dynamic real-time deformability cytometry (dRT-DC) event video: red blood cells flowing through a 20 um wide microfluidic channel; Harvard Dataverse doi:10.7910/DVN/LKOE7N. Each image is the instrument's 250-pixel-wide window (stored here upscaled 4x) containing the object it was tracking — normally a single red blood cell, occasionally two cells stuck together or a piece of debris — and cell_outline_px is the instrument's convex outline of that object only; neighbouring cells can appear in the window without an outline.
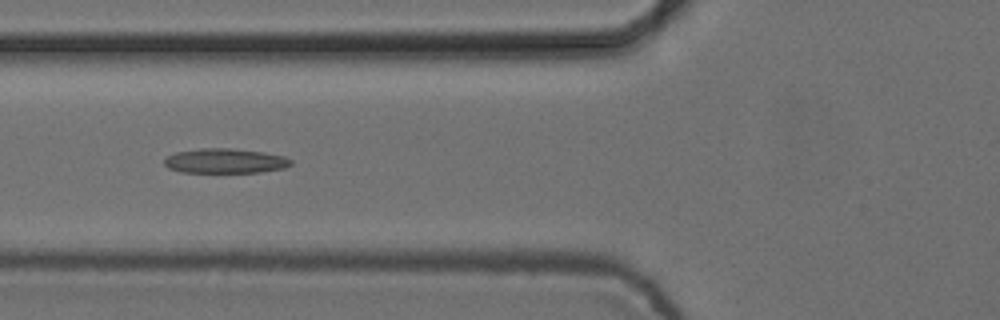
{"species": "common noctule bat (a hibernating species)", "species_latin": "Nyctalus noctula", "temperature_condition": "cold", "stored_images_in_passage": 8, "camera_frame_rate_fps": 3000, "um_per_image_px": 0.085, "animal": {"sex": "female", "body_mass_g": 24.6, "forearm_length_mm": 56.2}, "frame": {"image": 1, "passage_image": 4, "time_ms": 1.0, "image_size_px": [1000, 320], "cell_outline_px": [[292, 164], [284, 168], [260, 172], [180, 172], [168, 168], [164, 164], [164, 160], [168, 156], [176, 152], [200, 148], [232, 148], [264, 152], [284, 156], [292, 160]], "centroid_in_image_um": [19.14, 13.67], "position_along_channel_um": 106.7, "area_um2": 18.26}}
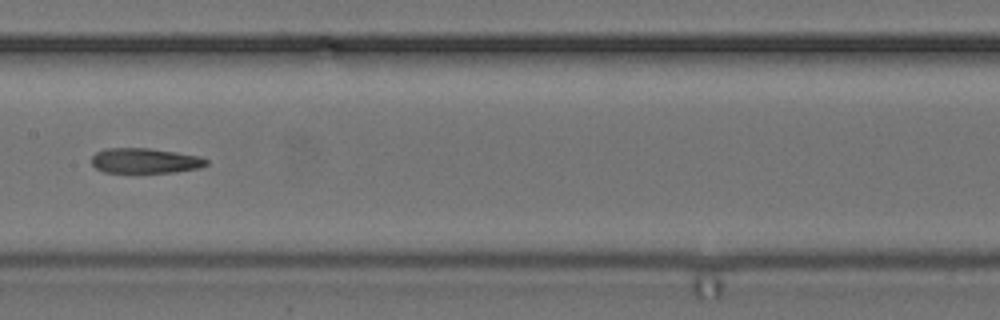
{"frame": {"image": 2, "passage_image": 6, "time_ms": 1.667, "image_size_px": [1000, 320], "cell_outline_px": [[208, 164], [200, 168], [176, 172], [104, 172], [96, 168], [92, 164], [92, 156], [96, 152], [104, 148], [148, 148], [176, 152], [200, 156], [208, 160]], "centroid_in_image_um": [12.34, 13.65], "position_along_channel_um": 195.1, "area_um2": 16.82}}
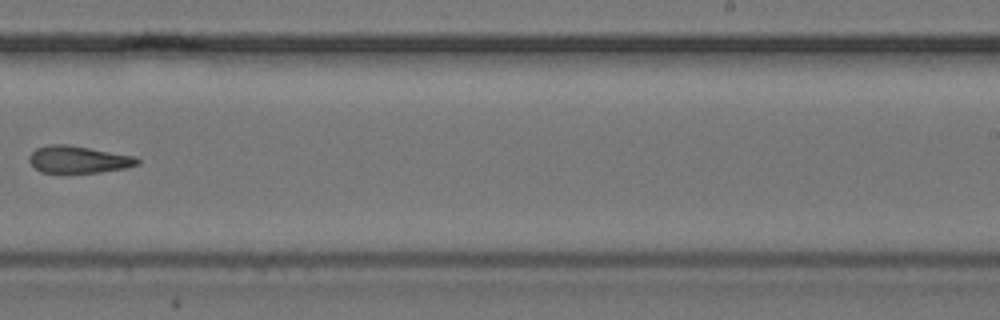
{"frame": {"image": 3, "passage_image": 8, "time_ms": 2.333, "image_size_px": [1000, 320], "cell_outline_px": [[140, 164], [128, 168], [100, 172], [40, 172], [28, 160], [28, 156], [36, 148], [48, 144], [64, 144], [136, 156], [140, 160]], "centroid_in_image_um": [6.69, 13.55], "position_along_channel_um": 282.3, "area_um2": 17.05}}